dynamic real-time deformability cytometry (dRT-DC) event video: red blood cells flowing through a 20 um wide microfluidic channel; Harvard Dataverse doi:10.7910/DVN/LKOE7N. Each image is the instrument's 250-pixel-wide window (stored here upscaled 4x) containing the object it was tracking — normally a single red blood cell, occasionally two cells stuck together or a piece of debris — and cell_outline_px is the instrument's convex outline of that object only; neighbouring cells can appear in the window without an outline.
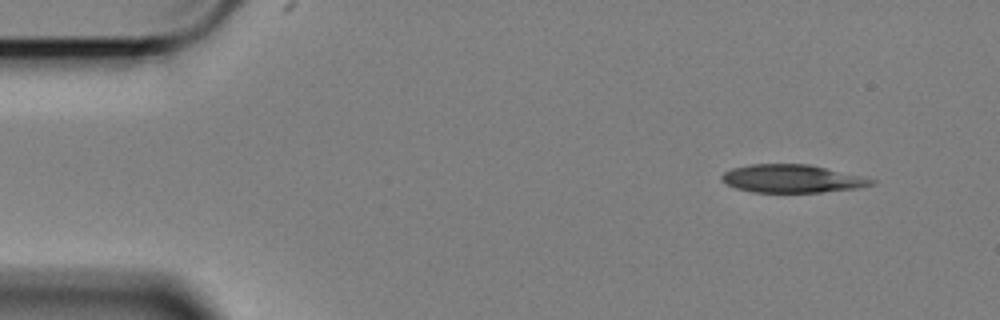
{"species": "Egyptian fruit bat (a non-hibernating species)", "species_latin": "Rousettus aegyptiacus", "temperature_condition": "cold", "stored_images_in_passage": 54, "camera_frame_rate_fps": 3000, "um_per_image_px": 0.085, "animal": {"sex": "female"}, "frame": {"image": 1, "passage_image": 1, "time_ms": 0.0, "image_size_px": [1000, 320], "cell_outline_px": [[876, 180], [872, 184], [856, 188], [820, 192], [752, 192], [736, 188], [720, 180], [720, 176], [724, 172], [732, 168], [752, 164], [808, 164]], "centroid_in_image_um": [67.24, 15.18], "position_along_channel_um": 17.8, "area_um2": 24.04}}
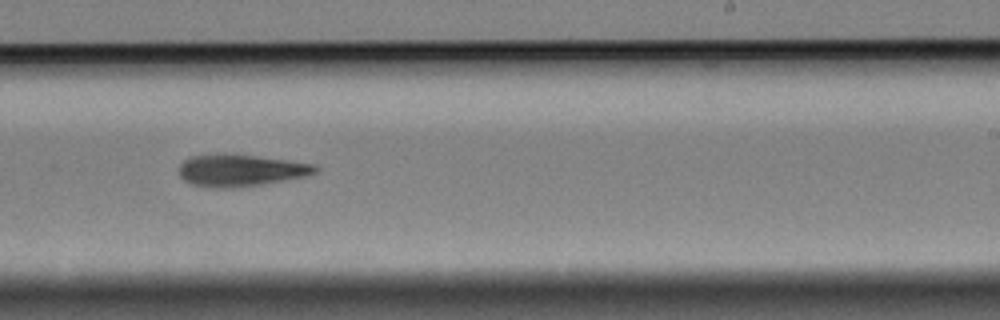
{"frame": {"image": 2, "passage_image": 31, "time_ms": 10.0, "image_size_px": [1000, 320], "cell_outline_px": [[320, 168], [316, 172], [308, 176], [264, 184], [232, 188], [208, 188], [188, 184], [180, 176], [180, 164], [184, 160], [192, 156], [224, 152], [256, 156], [316, 164]], "centroid_in_image_um": [20.44, 14.48], "position_along_channel_um": 268.6, "area_um2": 25.89}}
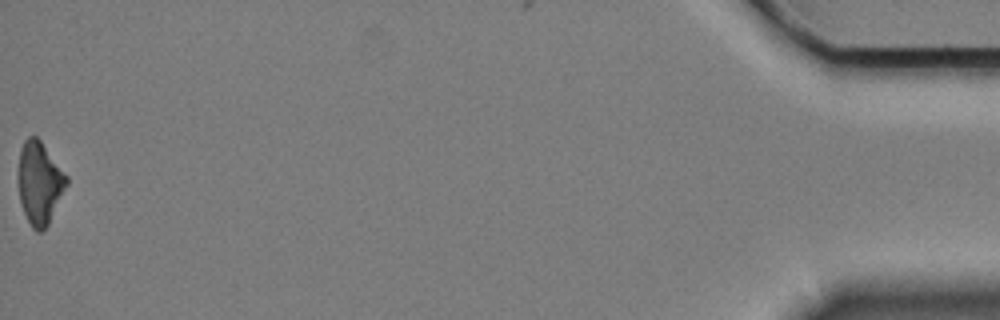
{"frame": {"image": 3, "passage_image": 54, "time_ms": 17.667, "image_size_px": [1000, 320], "cell_outline_px": [[68, 184], [48, 224], [40, 232], [36, 232], [32, 228], [24, 212], [20, 200], [16, 176], [16, 172], [20, 148], [24, 140], [28, 136], [36, 136], [40, 140], [68, 176]], "centroid_in_image_um": [3.33, 15.51], "position_along_channel_um": 431.9, "area_um2": 23.52}, "authors_computed_cell_mechanics": {"area_um2": 25.2875, "velocity_mm_per_s": 3.4043, "shape_relaxation_time_tau1_ms": 9.4368, "shape_relaxation_time_tau2_ms": null, "deformation_change_tau1": 0.1947, "deformation_change_tau2": null}}